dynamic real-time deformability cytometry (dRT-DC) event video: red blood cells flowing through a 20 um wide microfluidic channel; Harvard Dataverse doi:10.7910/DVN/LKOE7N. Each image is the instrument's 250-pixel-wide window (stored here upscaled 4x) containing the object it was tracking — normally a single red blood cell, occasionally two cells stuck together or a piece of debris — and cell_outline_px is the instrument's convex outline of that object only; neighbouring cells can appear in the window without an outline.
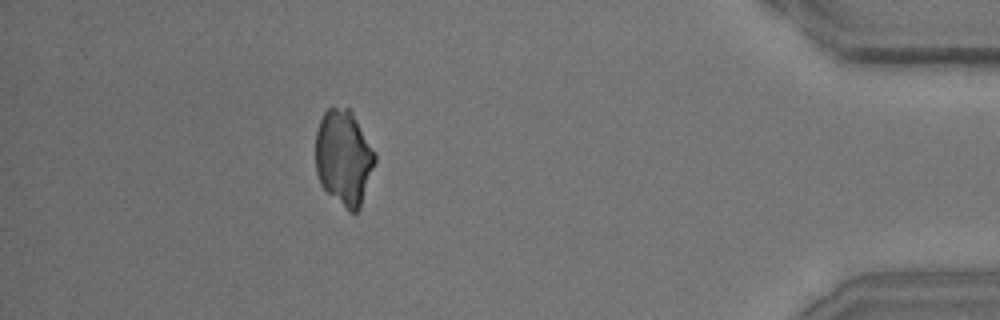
{"species": "common noctule bat (a hibernating species)", "species_latin": "Nyctalus noctula", "temperature_condition": "room temperature", "stored_images_in_passage": 39, "camera_frame_rate_fps": 3000, "um_per_image_px": 0.085, "animal": {"sex": "male", "body_mass_g": 15.6}, "frame": {"image": 1, "passage_image": 34, "time_ms": 11.0, "image_size_px": [1000, 320], "cell_outline_px": [[376, 160], [360, 208], [356, 212], [348, 212], [320, 184], [316, 172], [316, 132], [320, 120], [324, 112], [328, 108], [348, 108], [352, 112], [376, 152]], "centroid_in_image_um": [29.22, 13.4], "position_along_channel_um": 406.0, "area_um2": 32.95}}